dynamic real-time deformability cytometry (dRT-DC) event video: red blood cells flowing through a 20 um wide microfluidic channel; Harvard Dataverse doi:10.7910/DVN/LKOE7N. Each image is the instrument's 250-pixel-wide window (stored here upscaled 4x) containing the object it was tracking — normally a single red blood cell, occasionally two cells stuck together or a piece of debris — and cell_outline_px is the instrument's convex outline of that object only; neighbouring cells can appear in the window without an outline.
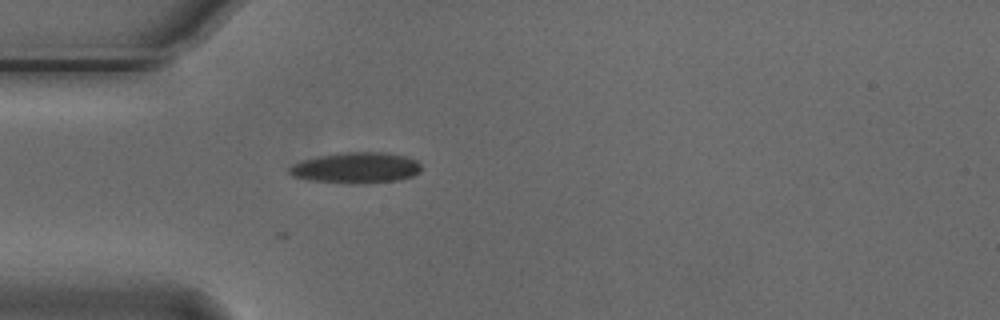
{"species": "Egyptian fruit bat (a non-hibernating species)", "species_latin": "Rousettus aegyptiacus", "temperature_condition": "cold", "stored_images_in_passage": 26, "camera_frame_rate_fps": 3000, "um_per_image_px": 0.085, "animal": {"sex": "male"}, "frame": {"image": 1, "passage_image": 2, "time_ms": 0.333, "image_size_px": [1000, 320], "cell_outline_px": [[420, 172], [412, 176], [396, 180], [352, 184], [312, 180], [292, 176], [288, 172], [288, 168], [292, 164], [300, 160], [336, 152], [388, 152], [404, 156], [416, 160], [420, 164]], "centroid_in_image_um": [30.22, 14.24], "position_along_channel_um": 54.8, "area_um2": 23.81}}
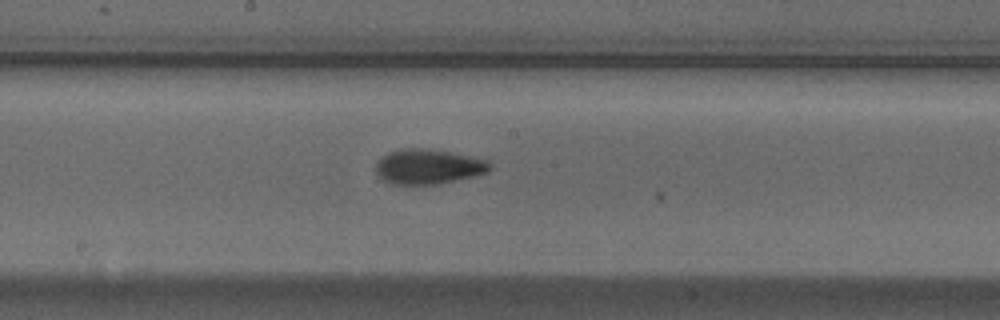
{"frame": {"image": 2, "passage_image": 15, "time_ms": 4.667, "image_size_px": [1000, 320], "cell_outline_px": [[492, 168], [488, 172], [476, 176], [436, 184], [396, 184], [380, 180], [376, 172], [376, 164], [388, 152], [400, 148], [428, 148], [488, 160], [492, 164]], "centroid_in_image_um": [36.41, 14.16], "position_along_channel_um": 211.8, "area_um2": 23.24}}
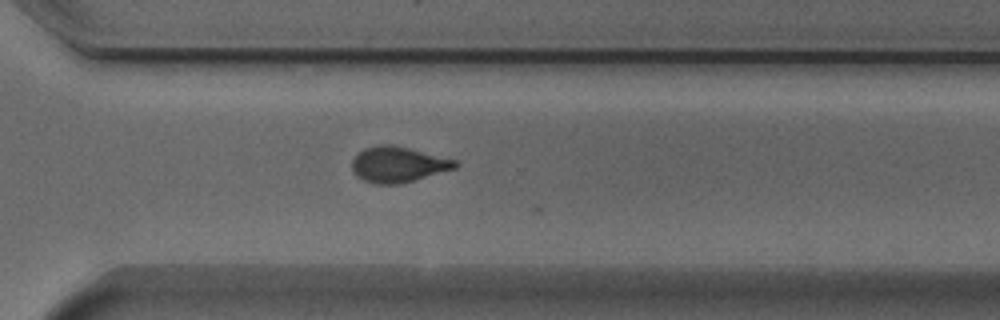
{"frame": {"image": 3, "passage_image": 25, "time_ms": 8.0, "image_size_px": [1000, 320], "cell_outline_px": [[460, 164], [456, 168], [400, 184], [376, 184], [364, 180], [356, 176], [352, 172], [352, 160], [364, 148], [376, 144], [388, 144], [408, 148], [456, 160]], "centroid_in_image_um": [33.82, 13.98], "position_along_channel_um": 336.8, "area_um2": 21.33}}